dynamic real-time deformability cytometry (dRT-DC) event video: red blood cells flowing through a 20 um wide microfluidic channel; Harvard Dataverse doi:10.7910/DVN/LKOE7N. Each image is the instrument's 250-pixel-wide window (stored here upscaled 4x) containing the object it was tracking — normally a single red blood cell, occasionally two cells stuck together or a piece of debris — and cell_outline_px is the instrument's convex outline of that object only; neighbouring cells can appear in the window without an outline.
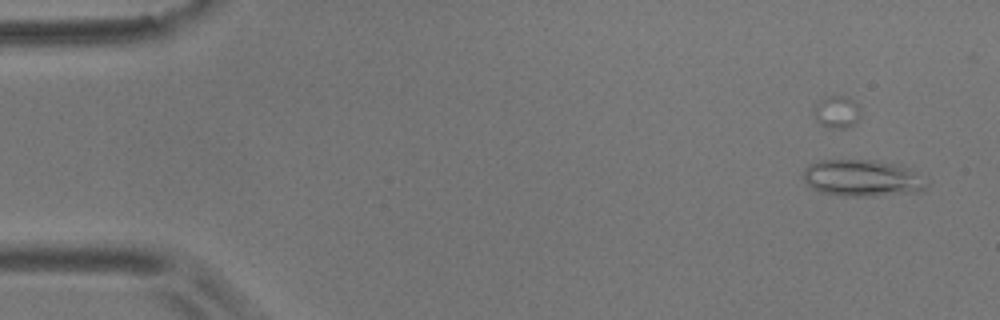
{"species": "common noctule bat (a hibernating species)", "species_latin": "Nyctalus noctula", "temperature_condition": "room temperature", "stored_images_in_passage": 5, "camera_frame_rate_fps": 3000, "um_per_image_px": 0.085, "animal": {"sex": "male", "body_mass_g": 17.9}, "frame": {"image": 1, "passage_image": 1, "time_ms": 0.0, "image_size_px": [1000, 320], "cell_outline_px": [[928, 184], [920, 192], [872, 196], [840, 196], [824, 192], [812, 188], [804, 180], [804, 168], [808, 164], [816, 160], [872, 160], [900, 164], [908, 168], [928, 180]], "centroid_in_image_um": [73.31, 15.13], "position_along_channel_um": 11.7, "area_um2": 26.59}}